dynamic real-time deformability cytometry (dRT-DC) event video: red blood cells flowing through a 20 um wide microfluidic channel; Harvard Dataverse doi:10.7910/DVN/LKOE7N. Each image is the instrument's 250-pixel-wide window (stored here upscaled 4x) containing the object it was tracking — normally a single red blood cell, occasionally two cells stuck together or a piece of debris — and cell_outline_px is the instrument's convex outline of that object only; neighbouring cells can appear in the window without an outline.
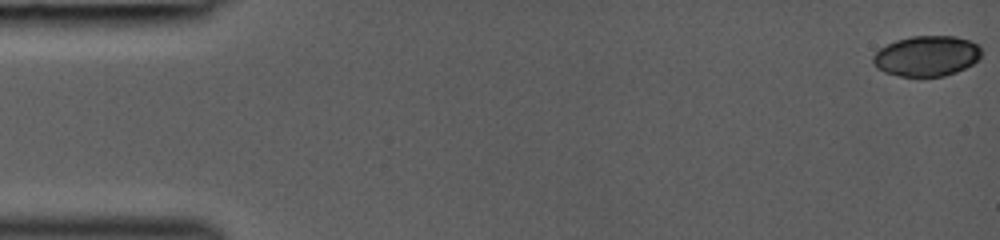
{"species": "common noctule bat (a hibernating species)", "species_latin": "Nyctalus noctula", "temperature_condition": "room temperature", "stored_images_in_passage": 44, "camera_frame_rate_fps": 3000, "um_per_image_px": 0.085, "animal": {"sex": "female", "body_mass_g": 19.0, "forearm_length_mm": 53.3}, "frame": {"image": 1, "passage_image": 1, "time_ms": 0.0, "image_size_px": [1000, 240], "cell_outline_px": [[980, 56], [972, 64], [956, 72], [944, 76], [900, 76], [884, 72], [876, 68], [872, 60], [872, 56], [880, 48], [896, 40], [912, 36], [956, 36], [968, 40], [976, 44], [980, 48]], "centroid_in_image_um": [78.73, 4.76], "position_along_channel_um": 6.3, "area_um2": 25.37}}
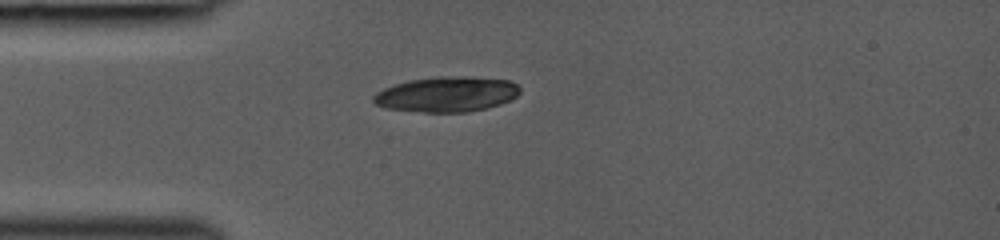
{"frame": {"image": 2, "passage_image": 13, "time_ms": 4.0, "image_size_px": [1000, 240], "cell_outline_px": [[520, 92], [516, 96], [500, 104], [488, 108], [468, 112], [424, 112], [384, 108], [376, 104], [372, 100], [372, 96], [376, 92], [384, 88], [408, 80], [436, 76], [468, 76], [508, 80], [516, 84], [520, 88]], "centroid_in_image_um": [37.95, 8.01], "position_along_channel_um": 47.0, "area_um2": 30.23}}
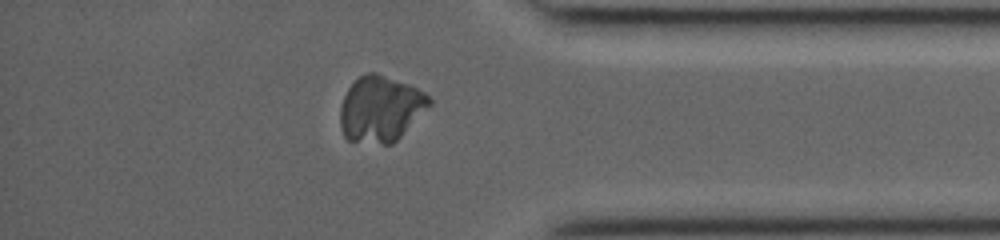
{"frame": {"image": 3, "passage_image": 38, "time_ms": 12.333, "image_size_px": [1000, 240], "cell_outline_px": [[432, 104], [392, 144], [384, 144], [348, 140], [344, 136], [340, 128], [340, 108], [344, 96], [348, 88], [360, 76], [368, 72], [376, 72], [408, 84], [424, 92], [432, 100]], "centroid_in_image_um": [32.33, 9.25], "position_along_channel_um": 402.9, "area_um2": 33.99}}